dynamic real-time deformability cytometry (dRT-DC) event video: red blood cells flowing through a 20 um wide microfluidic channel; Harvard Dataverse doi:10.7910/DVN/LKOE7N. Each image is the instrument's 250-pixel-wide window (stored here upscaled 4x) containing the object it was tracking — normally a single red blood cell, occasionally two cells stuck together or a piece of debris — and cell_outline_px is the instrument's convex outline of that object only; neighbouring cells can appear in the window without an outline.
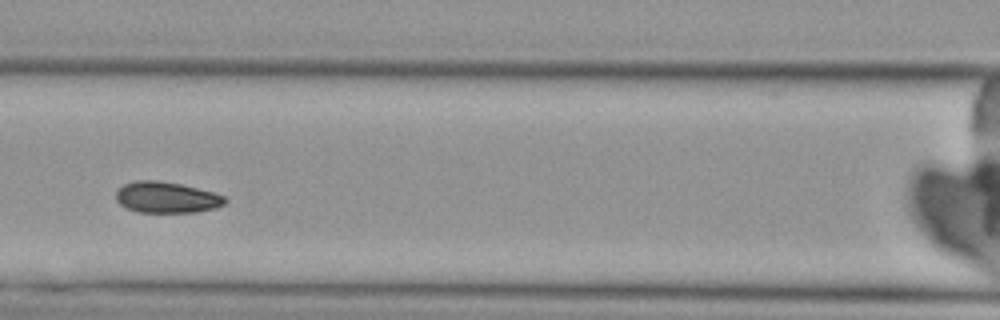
{"species": "Egyptian fruit bat (a non-hibernating species)", "species_latin": "Rousettus aegyptiacus", "temperature_condition": "cold", "stored_images_in_passage": 4, "camera_frame_rate_fps": 3000, "um_per_image_px": 0.085, "animal": {"sex": "female"}, "frame": {"image": 1, "passage_image": 3, "time_ms": 2.333, "image_size_px": [1000, 320], "cell_outline_px": [[228, 200], [224, 204], [216, 208], [196, 212], [136, 212], [120, 204], [116, 200], [116, 192], [124, 184], [136, 180], [156, 180], [180, 184], [212, 192], [224, 196]], "centroid_in_image_um": [14.15, 16.78], "position_along_channel_um": 152.4, "area_um2": 19.65}}
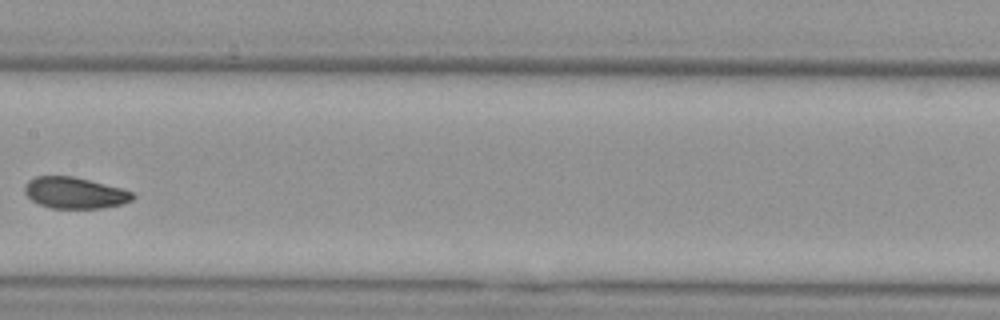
{"frame": {"image": 2, "passage_image": 4, "time_ms": 3.667, "image_size_px": [1000, 320], "cell_outline_px": [[136, 196], [132, 200], [120, 204], [100, 208], [52, 208], [40, 204], [32, 200], [24, 192], [24, 184], [28, 180], [36, 176], [72, 176], [120, 188], [132, 192]], "centroid_in_image_um": [6.32, 16.39], "position_along_channel_um": 201.1, "area_um2": 19.48}}